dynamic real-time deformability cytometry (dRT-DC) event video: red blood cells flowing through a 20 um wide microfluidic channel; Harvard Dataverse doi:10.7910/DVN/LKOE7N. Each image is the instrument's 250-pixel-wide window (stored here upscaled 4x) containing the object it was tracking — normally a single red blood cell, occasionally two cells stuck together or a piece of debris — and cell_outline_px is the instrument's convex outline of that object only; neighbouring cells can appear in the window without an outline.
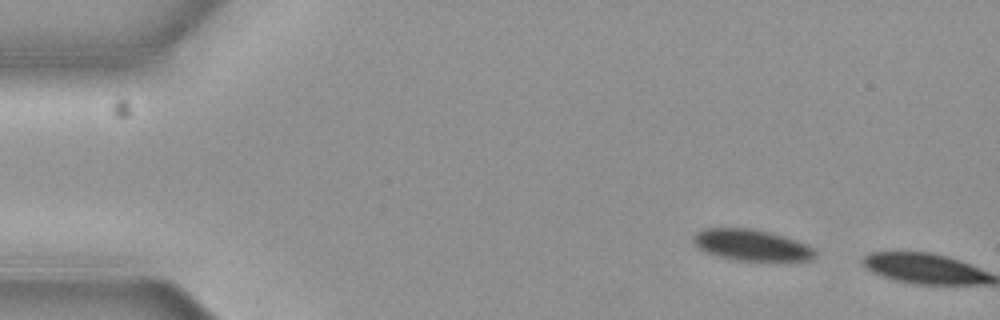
{"species": "common noctule bat (a hibernating species)", "species_latin": "Nyctalus noctula", "temperature_condition": "cold", "stored_images_in_passage": 2, "camera_frame_rate_fps": 3000, "um_per_image_px": 0.085, "animal": {"sex": "female", "body_mass_g": 19.3, "forearm_length_mm": 54.1}, "frame": {"image": 1, "passage_image": 1, "time_ms": 0.0, "image_size_px": [1000, 320], "cell_outline_px": [[816, 256], [808, 260], [736, 260], [720, 256], [708, 252], [700, 248], [692, 240], [692, 236], [696, 232], [704, 228], [752, 228], [784, 236], [808, 244], [816, 252]], "centroid_in_image_um": [63.88, 20.81], "position_along_channel_um": 21.1, "area_um2": 21.85}}